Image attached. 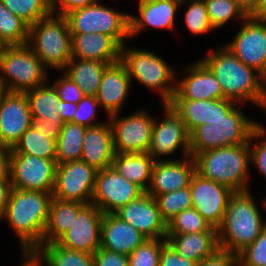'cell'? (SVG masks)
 <instances>
[{
    "label": "cell",
    "mask_w": 266,
    "mask_h": 266,
    "mask_svg": "<svg viewBox=\"0 0 266 266\" xmlns=\"http://www.w3.org/2000/svg\"><path fill=\"white\" fill-rule=\"evenodd\" d=\"M200 60L215 75L224 99L240 105L249 101L261 107L266 92V79L254 68L243 64L227 46L205 54Z\"/></svg>",
    "instance_id": "6da1fadb"
},
{
    "label": "cell",
    "mask_w": 266,
    "mask_h": 266,
    "mask_svg": "<svg viewBox=\"0 0 266 266\" xmlns=\"http://www.w3.org/2000/svg\"><path fill=\"white\" fill-rule=\"evenodd\" d=\"M52 198V193L11 189L2 220L18 237L23 252H35L42 245Z\"/></svg>",
    "instance_id": "7a4b0ae2"
},
{
    "label": "cell",
    "mask_w": 266,
    "mask_h": 266,
    "mask_svg": "<svg viewBox=\"0 0 266 266\" xmlns=\"http://www.w3.org/2000/svg\"><path fill=\"white\" fill-rule=\"evenodd\" d=\"M264 228L265 221L250 190L234 192L217 228L219 248L238 255Z\"/></svg>",
    "instance_id": "3957f363"
},
{
    "label": "cell",
    "mask_w": 266,
    "mask_h": 266,
    "mask_svg": "<svg viewBox=\"0 0 266 266\" xmlns=\"http://www.w3.org/2000/svg\"><path fill=\"white\" fill-rule=\"evenodd\" d=\"M192 157L195 172L201 177L223 184L234 192L249 190V142L219 147L194 154Z\"/></svg>",
    "instance_id": "277c9868"
},
{
    "label": "cell",
    "mask_w": 266,
    "mask_h": 266,
    "mask_svg": "<svg viewBox=\"0 0 266 266\" xmlns=\"http://www.w3.org/2000/svg\"><path fill=\"white\" fill-rule=\"evenodd\" d=\"M27 45L46 69L62 71L72 59L71 33L66 16L51 13L30 25Z\"/></svg>",
    "instance_id": "5b68a950"
},
{
    "label": "cell",
    "mask_w": 266,
    "mask_h": 266,
    "mask_svg": "<svg viewBox=\"0 0 266 266\" xmlns=\"http://www.w3.org/2000/svg\"><path fill=\"white\" fill-rule=\"evenodd\" d=\"M121 47L120 61L126 67L128 76L141 85L159 93L162 104L169 103L176 88L177 73L162 57L148 50ZM172 83V84H171Z\"/></svg>",
    "instance_id": "8992f818"
},
{
    "label": "cell",
    "mask_w": 266,
    "mask_h": 266,
    "mask_svg": "<svg viewBox=\"0 0 266 266\" xmlns=\"http://www.w3.org/2000/svg\"><path fill=\"white\" fill-rule=\"evenodd\" d=\"M237 104L222 119L202 124L189 133L190 154L248 143L258 122L248 118Z\"/></svg>",
    "instance_id": "52a82bcc"
},
{
    "label": "cell",
    "mask_w": 266,
    "mask_h": 266,
    "mask_svg": "<svg viewBox=\"0 0 266 266\" xmlns=\"http://www.w3.org/2000/svg\"><path fill=\"white\" fill-rule=\"evenodd\" d=\"M0 73V86L8 92L25 93L48 81L46 68L27 44L6 46Z\"/></svg>",
    "instance_id": "ba28073f"
},
{
    "label": "cell",
    "mask_w": 266,
    "mask_h": 266,
    "mask_svg": "<svg viewBox=\"0 0 266 266\" xmlns=\"http://www.w3.org/2000/svg\"><path fill=\"white\" fill-rule=\"evenodd\" d=\"M101 0L66 15L71 34L101 33L110 36L120 47L130 39L129 15L100 4Z\"/></svg>",
    "instance_id": "9c48e42d"
},
{
    "label": "cell",
    "mask_w": 266,
    "mask_h": 266,
    "mask_svg": "<svg viewBox=\"0 0 266 266\" xmlns=\"http://www.w3.org/2000/svg\"><path fill=\"white\" fill-rule=\"evenodd\" d=\"M113 114L107 119L112 127L116 153L147 152L152 139L155 117L141 109L128 116Z\"/></svg>",
    "instance_id": "30bf717a"
},
{
    "label": "cell",
    "mask_w": 266,
    "mask_h": 266,
    "mask_svg": "<svg viewBox=\"0 0 266 266\" xmlns=\"http://www.w3.org/2000/svg\"><path fill=\"white\" fill-rule=\"evenodd\" d=\"M56 160L20 153H10L9 179L12 188L52 193Z\"/></svg>",
    "instance_id": "8fae6325"
},
{
    "label": "cell",
    "mask_w": 266,
    "mask_h": 266,
    "mask_svg": "<svg viewBox=\"0 0 266 266\" xmlns=\"http://www.w3.org/2000/svg\"><path fill=\"white\" fill-rule=\"evenodd\" d=\"M162 106L165 116L161 119L162 121L155 117L152 139L147 153L155 161H165V157L173 155L180 148L183 149V158L191 156L189 133L181 116L169 103H164Z\"/></svg>",
    "instance_id": "7c38bea8"
},
{
    "label": "cell",
    "mask_w": 266,
    "mask_h": 266,
    "mask_svg": "<svg viewBox=\"0 0 266 266\" xmlns=\"http://www.w3.org/2000/svg\"><path fill=\"white\" fill-rule=\"evenodd\" d=\"M96 174L97 170L82 160L57 164L52 196L64 201L91 203Z\"/></svg>",
    "instance_id": "4fadbf2b"
},
{
    "label": "cell",
    "mask_w": 266,
    "mask_h": 266,
    "mask_svg": "<svg viewBox=\"0 0 266 266\" xmlns=\"http://www.w3.org/2000/svg\"><path fill=\"white\" fill-rule=\"evenodd\" d=\"M144 193L138 185L125 179L111 166L97 171L91 203L103 214H110Z\"/></svg>",
    "instance_id": "5bb4252c"
},
{
    "label": "cell",
    "mask_w": 266,
    "mask_h": 266,
    "mask_svg": "<svg viewBox=\"0 0 266 266\" xmlns=\"http://www.w3.org/2000/svg\"><path fill=\"white\" fill-rule=\"evenodd\" d=\"M225 46L245 65L266 79V23L248 16L240 30Z\"/></svg>",
    "instance_id": "9a60e30c"
},
{
    "label": "cell",
    "mask_w": 266,
    "mask_h": 266,
    "mask_svg": "<svg viewBox=\"0 0 266 266\" xmlns=\"http://www.w3.org/2000/svg\"><path fill=\"white\" fill-rule=\"evenodd\" d=\"M192 207L211 225L218 228L224 217L230 197L234 191L218 182L201 177L196 172L190 184Z\"/></svg>",
    "instance_id": "2e32d148"
},
{
    "label": "cell",
    "mask_w": 266,
    "mask_h": 266,
    "mask_svg": "<svg viewBox=\"0 0 266 266\" xmlns=\"http://www.w3.org/2000/svg\"><path fill=\"white\" fill-rule=\"evenodd\" d=\"M103 213L93 203L85 204L70 229L55 242L69 249L94 254L101 243Z\"/></svg>",
    "instance_id": "e0dca14e"
},
{
    "label": "cell",
    "mask_w": 266,
    "mask_h": 266,
    "mask_svg": "<svg viewBox=\"0 0 266 266\" xmlns=\"http://www.w3.org/2000/svg\"><path fill=\"white\" fill-rule=\"evenodd\" d=\"M32 123L26 94L5 91L0 101V146L12 149Z\"/></svg>",
    "instance_id": "ac0fdd59"
},
{
    "label": "cell",
    "mask_w": 266,
    "mask_h": 266,
    "mask_svg": "<svg viewBox=\"0 0 266 266\" xmlns=\"http://www.w3.org/2000/svg\"><path fill=\"white\" fill-rule=\"evenodd\" d=\"M115 214L148 239L166 238L167 224L161 218L155 198L146 192L121 207Z\"/></svg>",
    "instance_id": "d6986e66"
},
{
    "label": "cell",
    "mask_w": 266,
    "mask_h": 266,
    "mask_svg": "<svg viewBox=\"0 0 266 266\" xmlns=\"http://www.w3.org/2000/svg\"><path fill=\"white\" fill-rule=\"evenodd\" d=\"M194 173L195 162L192 156L155 161L146 193L155 197L189 187Z\"/></svg>",
    "instance_id": "ffe728a7"
},
{
    "label": "cell",
    "mask_w": 266,
    "mask_h": 266,
    "mask_svg": "<svg viewBox=\"0 0 266 266\" xmlns=\"http://www.w3.org/2000/svg\"><path fill=\"white\" fill-rule=\"evenodd\" d=\"M185 77L176 80L172 99L216 100L224 99L218 80L212 71L201 61H195L186 68Z\"/></svg>",
    "instance_id": "44dd1931"
},
{
    "label": "cell",
    "mask_w": 266,
    "mask_h": 266,
    "mask_svg": "<svg viewBox=\"0 0 266 266\" xmlns=\"http://www.w3.org/2000/svg\"><path fill=\"white\" fill-rule=\"evenodd\" d=\"M169 104L181 116L188 133L199 125L222 119L237 105L229 99H171Z\"/></svg>",
    "instance_id": "7402d4cb"
},
{
    "label": "cell",
    "mask_w": 266,
    "mask_h": 266,
    "mask_svg": "<svg viewBox=\"0 0 266 266\" xmlns=\"http://www.w3.org/2000/svg\"><path fill=\"white\" fill-rule=\"evenodd\" d=\"M139 15H129L130 38L140 34L146 27L173 29L177 10L182 7L175 0H138Z\"/></svg>",
    "instance_id": "603a6c76"
},
{
    "label": "cell",
    "mask_w": 266,
    "mask_h": 266,
    "mask_svg": "<svg viewBox=\"0 0 266 266\" xmlns=\"http://www.w3.org/2000/svg\"><path fill=\"white\" fill-rule=\"evenodd\" d=\"M148 238L115 213L103 214L100 248L130 255Z\"/></svg>",
    "instance_id": "cb8c5ba5"
},
{
    "label": "cell",
    "mask_w": 266,
    "mask_h": 266,
    "mask_svg": "<svg viewBox=\"0 0 266 266\" xmlns=\"http://www.w3.org/2000/svg\"><path fill=\"white\" fill-rule=\"evenodd\" d=\"M131 79L121 61L110 64L104 71L96 99L106 117L119 113L129 94Z\"/></svg>",
    "instance_id": "d4e9b609"
},
{
    "label": "cell",
    "mask_w": 266,
    "mask_h": 266,
    "mask_svg": "<svg viewBox=\"0 0 266 266\" xmlns=\"http://www.w3.org/2000/svg\"><path fill=\"white\" fill-rule=\"evenodd\" d=\"M116 152L109 120L99 125L86 127L82 143L81 160L97 171L112 166Z\"/></svg>",
    "instance_id": "484cf974"
},
{
    "label": "cell",
    "mask_w": 266,
    "mask_h": 266,
    "mask_svg": "<svg viewBox=\"0 0 266 266\" xmlns=\"http://www.w3.org/2000/svg\"><path fill=\"white\" fill-rule=\"evenodd\" d=\"M72 58L96 60L109 64L120 61L121 47L101 33L71 34Z\"/></svg>",
    "instance_id": "4316f807"
},
{
    "label": "cell",
    "mask_w": 266,
    "mask_h": 266,
    "mask_svg": "<svg viewBox=\"0 0 266 266\" xmlns=\"http://www.w3.org/2000/svg\"><path fill=\"white\" fill-rule=\"evenodd\" d=\"M169 244L182 258H188L199 263L205 257L213 254L218 248L217 229L191 234H167Z\"/></svg>",
    "instance_id": "83f0119b"
},
{
    "label": "cell",
    "mask_w": 266,
    "mask_h": 266,
    "mask_svg": "<svg viewBox=\"0 0 266 266\" xmlns=\"http://www.w3.org/2000/svg\"><path fill=\"white\" fill-rule=\"evenodd\" d=\"M154 163L155 160L147 152L116 153L112 167L125 179L146 192L150 185Z\"/></svg>",
    "instance_id": "f1b7e54d"
},
{
    "label": "cell",
    "mask_w": 266,
    "mask_h": 266,
    "mask_svg": "<svg viewBox=\"0 0 266 266\" xmlns=\"http://www.w3.org/2000/svg\"><path fill=\"white\" fill-rule=\"evenodd\" d=\"M109 63L72 58L62 70L83 91L84 96L96 97L102 75Z\"/></svg>",
    "instance_id": "f546056e"
},
{
    "label": "cell",
    "mask_w": 266,
    "mask_h": 266,
    "mask_svg": "<svg viewBox=\"0 0 266 266\" xmlns=\"http://www.w3.org/2000/svg\"><path fill=\"white\" fill-rule=\"evenodd\" d=\"M85 204L52 198L49 207L48 222L43 234L42 244L55 242L64 232L70 229L79 210Z\"/></svg>",
    "instance_id": "4dcf8cb0"
},
{
    "label": "cell",
    "mask_w": 266,
    "mask_h": 266,
    "mask_svg": "<svg viewBox=\"0 0 266 266\" xmlns=\"http://www.w3.org/2000/svg\"><path fill=\"white\" fill-rule=\"evenodd\" d=\"M45 266H94V256L58 245L42 244L34 252Z\"/></svg>",
    "instance_id": "1f68e13d"
},
{
    "label": "cell",
    "mask_w": 266,
    "mask_h": 266,
    "mask_svg": "<svg viewBox=\"0 0 266 266\" xmlns=\"http://www.w3.org/2000/svg\"><path fill=\"white\" fill-rule=\"evenodd\" d=\"M29 105L32 118H42L51 122H63L60 117V112L57 106L60 102V97L51 84L47 82L39 87L25 92Z\"/></svg>",
    "instance_id": "d6a6232c"
},
{
    "label": "cell",
    "mask_w": 266,
    "mask_h": 266,
    "mask_svg": "<svg viewBox=\"0 0 266 266\" xmlns=\"http://www.w3.org/2000/svg\"><path fill=\"white\" fill-rule=\"evenodd\" d=\"M85 132V126L73 122L64 123L56 141L57 164L81 160Z\"/></svg>",
    "instance_id": "836d02e7"
},
{
    "label": "cell",
    "mask_w": 266,
    "mask_h": 266,
    "mask_svg": "<svg viewBox=\"0 0 266 266\" xmlns=\"http://www.w3.org/2000/svg\"><path fill=\"white\" fill-rule=\"evenodd\" d=\"M10 153L56 160V141L46 138L32 125L22 134L15 146L10 149Z\"/></svg>",
    "instance_id": "e575fe53"
},
{
    "label": "cell",
    "mask_w": 266,
    "mask_h": 266,
    "mask_svg": "<svg viewBox=\"0 0 266 266\" xmlns=\"http://www.w3.org/2000/svg\"><path fill=\"white\" fill-rule=\"evenodd\" d=\"M29 25L13 14L0 0V38L6 46L23 45L28 41Z\"/></svg>",
    "instance_id": "d590c367"
},
{
    "label": "cell",
    "mask_w": 266,
    "mask_h": 266,
    "mask_svg": "<svg viewBox=\"0 0 266 266\" xmlns=\"http://www.w3.org/2000/svg\"><path fill=\"white\" fill-rule=\"evenodd\" d=\"M154 198L157 202L161 218L166 224L183 210L192 207L189 187L156 195Z\"/></svg>",
    "instance_id": "8d00e7d4"
},
{
    "label": "cell",
    "mask_w": 266,
    "mask_h": 266,
    "mask_svg": "<svg viewBox=\"0 0 266 266\" xmlns=\"http://www.w3.org/2000/svg\"><path fill=\"white\" fill-rule=\"evenodd\" d=\"M213 29L226 26L233 18L244 21L248 15L235 0H204Z\"/></svg>",
    "instance_id": "74e56055"
},
{
    "label": "cell",
    "mask_w": 266,
    "mask_h": 266,
    "mask_svg": "<svg viewBox=\"0 0 266 266\" xmlns=\"http://www.w3.org/2000/svg\"><path fill=\"white\" fill-rule=\"evenodd\" d=\"M7 9L29 26L52 13L50 0H1Z\"/></svg>",
    "instance_id": "f35d334b"
},
{
    "label": "cell",
    "mask_w": 266,
    "mask_h": 266,
    "mask_svg": "<svg viewBox=\"0 0 266 266\" xmlns=\"http://www.w3.org/2000/svg\"><path fill=\"white\" fill-rule=\"evenodd\" d=\"M213 227L193 207L176 215L167 224V234H191L210 231Z\"/></svg>",
    "instance_id": "ab89813d"
},
{
    "label": "cell",
    "mask_w": 266,
    "mask_h": 266,
    "mask_svg": "<svg viewBox=\"0 0 266 266\" xmlns=\"http://www.w3.org/2000/svg\"><path fill=\"white\" fill-rule=\"evenodd\" d=\"M185 3L189 4L184 17L185 24L193 35H203L214 30L210 24L204 0H185L181 5Z\"/></svg>",
    "instance_id": "60d3db41"
},
{
    "label": "cell",
    "mask_w": 266,
    "mask_h": 266,
    "mask_svg": "<svg viewBox=\"0 0 266 266\" xmlns=\"http://www.w3.org/2000/svg\"><path fill=\"white\" fill-rule=\"evenodd\" d=\"M167 244L166 238L147 239L128 255L129 266H159L162 248Z\"/></svg>",
    "instance_id": "b9f144b4"
},
{
    "label": "cell",
    "mask_w": 266,
    "mask_h": 266,
    "mask_svg": "<svg viewBox=\"0 0 266 266\" xmlns=\"http://www.w3.org/2000/svg\"><path fill=\"white\" fill-rule=\"evenodd\" d=\"M249 146L250 163L254 164L260 174L266 178V127L259 122L258 126L251 133Z\"/></svg>",
    "instance_id": "7bdbcfd3"
},
{
    "label": "cell",
    "mask_w": 266,
    "mask_h": 266,
    "mask_svg": "<svg viewBox=\"0 0 266 266\" xmlns=\"http://www.w3.org/2000/svg\"><path fill=\"white\" fill-rule=\"evenodd\" d=\"M239 266H266V228L238 254Z\"/></svg>",
    "instance_id": "ee69618b"
},
{
    "label": "cell",
    "mask_w": 266,
    "mask_h": 266,
    "mask_svg": "<svg viewBox=\"0 0 266 266\" xmlns=\"http://www.w3.org/2000/svg\"><path fill=\"white\" fill-rule=\"evenodd\" d=\"M100 104L94 96H84L78 103L73 116V123L92 127L103 122L95 121ZM97 109V110H96Z\"/></svg>",
    "instance_id": "f6af8a7d"
},
{
    "label": "cell",
    "mask_w": 266,
    "mask_h": 266,
    "mask_svg": "<svg viewBox=\"0 0 266 266\" xmlns=\"http://www.w3.org/2000/svg\"><path fill=\"white\" fill-rule=\"evenodd\" d=\"M61 76L52 84L60 100L77 104L84 97L83 91L64 73Z\"/></svg>",
    "instance_id": "bcb514c9"
},
{
    "label": "cell",
    "mask_w": 266,
    "mask_h": 266,
    "mask_svg": "<svg viewBox=\"0 0 266 266\" xmlns=\"http://www.w3.org/2000/svg\"><path fill=\"white\" fill-rule=\"evenodd\" d=\"M197 266H239L237 254L218 248L213 254L197 263Z\"/></svg>",
    "instance_id": "7dc6e473"
},
{
    "label": "cell",
    "mask_w": 266,
    "mask_h": 266,
    "mask_svg": "<svg viewBox=\"0 0 266 266\" xmlns=\"http://www.w3.org/2000/svg\"><path fill=\"white\" fill-rule=\"evenodd\" d=\"M94 266H129L128 255L99 248L94 254Z\"/></svg>",
    "instance_id": "c3c4849f"
},
{
    "label": "cell",
    "mask_w": 266,
    "mask_h": 266,
    "mask_svg": "<svg viewBox=\"0 0 266 266\" xmlns=\"http://www.w3.org/2000/svg\"><path fill=\"white\" fill-rule=\"evenodd\" d=\"M159 266H197V263L191 259L182 258L169 244H166L160 254Z\"/></svg>",
    "instance_id": "681fc988"
},
{
    "label": "cell",
    "mask_w": 266,
    "mask_h": 266,
    "mask_svg": "<svg viewBox=\"0 0 266 266\" xmlns=\"http://www.w3.org/2000/svg\"><path fill=\"white\" fill-rule=\"evenodd\" d=\"M98 0H50L52 13L66 16L73 10L83 8Z\"/></svg>",
    "instance_id": "f907efd6"
},
{
    "label": "cell",
    "mask_w": 266,
    "mask_h": 266,
    "mask_svg": "<svg viewBox=\"0 0 266 266\" xmlns=\"http://www.w3.org/2000/svg\"><path fill=\"white\" fill-rule=\"evenodd\" d=\"M32 125L46 138L57 141L64 122H51L42 118H33Z\"/></svg>",
    "instance_id": "816d5d0a"
},
{
    "label": "cell",
    "mask_w": 266,
    "mask_h": 266,
    "mask_svg": "<svg viewBox=\"0 0 266 266\" xmlns=\"http://www.w3.org/2000/svg\"><path fill=\"white\" fill-rule=\"evenodd\" d=\"M10 149L0 146V180H10Z\"/></svg>",
    "instance_id": "f5cc1de1"
},
{
    "label": "cell",
    "mask_w": 266,
    "mask_h": 266,
    "mask_svg": "<svg viewBox=\"0 0 266 266\" xmlns=\"http://www.w3.org/2000/svg\"><path fill=\"white\" fill-rule=\"evenodd\" d=\"M77 109V104L60 100L57 110L64 123L73 122V116Z\"/></svg>",
    "instance_id": "db71d44e"
},
{
    "label": "cell",
    "mask_w": 266,
    "mask_h": 266,
    "mask_svg": "<svg viewBox=\"0 0 266 266\" xmlns=\"http://www.w3.org/2000/svg\"><path fill=\"white\" fill-rule=\"evenodd\" d=\"M11 189L10 180H0V220L4 215Z\"/></svg>",
    "instance_id": "11a10c76"
},
{
    "label": "cell",
    "mask_w": 266,
    "mask_h": 266,
    "mask_svg": "<svg viewBox=\"0 0 266 266\" xmlns=\"http://www.w3.org/2000/svg\"><path fill=\"white\" fill-rule=\"evenodd\" d=\"M249 16L257 21L266 23V0H260L258 6Z\"/></svg>",
    "instance_id": "9f6ffc18"
},
{
    "label": "cell",
    "mask_w": 266,
    "mask_h": 266,
    "mask_svg": "<svg viewBox=\"0 0 266 266\" xmlns=\"http://www.w3.org/2000/svg\"><path fill=\"white\" fill-rule=\"evenodd\" d=\"M23 259L25 260L22 262L20 266H44L40 258L34 252H22Z\"/></svg>",
    "instance_id": "6f0895ef"
},
{
    "label": "cell",
    "mask_w": 266,
    "mask_h": 266,
    "mask_svg": "<svg viewBox=\"0 0 266 266\" xmlns=\"http://www.w3.org/2000/svg\"><path fill=\"white\" fill-rule=\"evenodd\" d=\"M243 11L249 16L258 6L260 0H235Z\"/></svg>",
    "instance_id": "680465c9"
},
{
    "label": "cell",
    "mask_w": 266,
    "mask_h": 266,
    "mask_svg": "<svg viewBox=\"0 0 266 266\" xmlns=\"http://www.w3.org/2000/svg\"><path fill=\"white\" fill-rule=\"evenodd\" d=\"M263 111H265L266 113V92H265V96L263 97V102L262 105L260 107Z\"/></svg>",
    "instance_id": "91938a15"
},
{
    "label": "cell",
    "mask_w": 266,
    "mask_h": 266,
    "mask_svg": "<svg viewBox=\"0 0 266 266\" xmlns=\"http://www.w3.org/2000/svg\"><path fill=\"white\" fill-rule=\"evenodd\" d=\"M6 48V45L4 44V42L1 40L0 38V53Z\"/></svg>",
    "instance_id": "94428289"
},
{
    "label": "cell",
    "mask_w": 266,
    "mask_h": 266,
    "mask_svg": "<svg viewBox=\"0 0 266 266\" xmlns=\"http://www.w3.org/2000/svg\"><path fill=\"white\" fill-rule=\"evenodd\" d=\"M262 203H263L262 208H264L266 210V199H264ZM265 228H266V220H265Z\"/></svg>",
    "instance_id": "6125c7cd"
},
{
    "label": "cell",
    "mask_w": 266,
    "mask_h": 266,
    "mask_svg": "<svg viewBox=\"0 0 266 266\" xmlns=\"http://www.w3.org/2000/svg\"><path fill=\"white\" fill-rule=\"evenodd\" d=\"M5 92V90L0 86V101H1V98H2V94Z\"/></svg>",
    "instance_id": "be15d7a7"
},
{
    "label": "cell",
    "mask_w": 266,
    "mask_h": 266,
    "mask_svg": "<svg viewBox=\"0 0 266 266\" xmlns=\"http://www.w3.org/2000/svg\"><path fill=\"white\" fill-rule=\"evenodd\" d=\"M175 1H178L179 3H182V2H184L185 0H175Z\"/></svg>",
    "instance_id": "e7e4bbea"
}]
</instances>
